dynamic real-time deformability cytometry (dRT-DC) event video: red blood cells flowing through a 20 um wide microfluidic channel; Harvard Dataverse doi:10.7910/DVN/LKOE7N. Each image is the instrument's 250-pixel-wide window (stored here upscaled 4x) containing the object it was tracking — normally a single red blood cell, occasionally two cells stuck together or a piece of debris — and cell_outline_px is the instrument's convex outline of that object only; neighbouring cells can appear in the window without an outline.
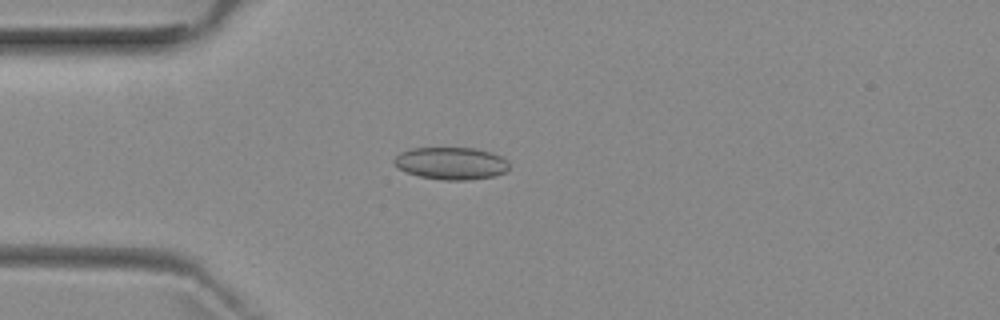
{"species": "common noctule bat (a hibernating species)", "species_latin": "Nyctalus noctula", "temperature_condition": "room temperature", "stored_images_in_passage": 4, "camera_frame_rate_fps": 3000, "um_per_image_px": 0.085, "animal": {"sex": "female", "body_mass_g": 29.2, "forearm_length_mm": 56.3}, "frame": {"image": 1, "passage_image": 4, "time_ms": 3.667, "image_size_px": [1000, 320], "cell_outline_px": [[508, 168], [504, 172], [496, 176], [468, 180], [440, 180], [420, 176], [408, 172], [400, 168], [392, 160], [400, 152], [412, 148], [476, 148], [492, 152], [508, 160]], "centroid_in_image_um": [38.37, 13.88], "position_along_channel_um": 46.6, "area_um2": 21.68}}